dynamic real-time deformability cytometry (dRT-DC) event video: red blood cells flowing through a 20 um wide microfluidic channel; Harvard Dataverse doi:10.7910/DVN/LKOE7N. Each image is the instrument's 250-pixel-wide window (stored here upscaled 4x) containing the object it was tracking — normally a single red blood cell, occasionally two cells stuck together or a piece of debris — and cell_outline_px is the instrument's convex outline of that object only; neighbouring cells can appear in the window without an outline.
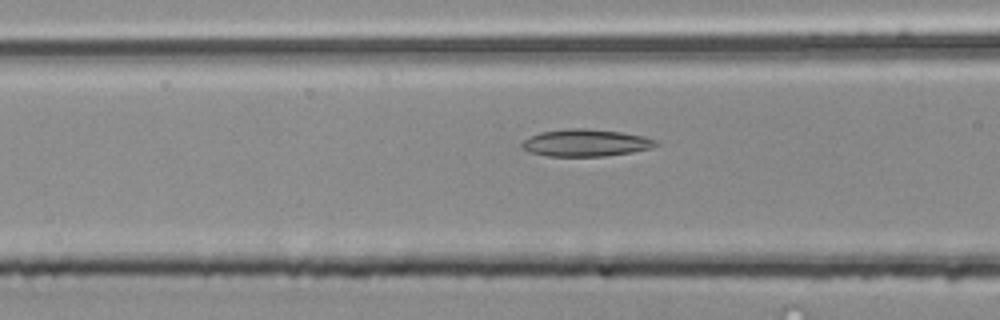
{"species": "common noctule bat (a hibernating species)", "species_latin": "Nyctalus noctula", "temperature_condition": "room temperature", "stored_images_in_passage": 5, "camera_frame_rate_fps": 3000, "um_per_image_px": 0.085, "animal": {"sex": "male", "body_mass_g": 20.4}, "frame": {"image": 1, "passage_image": 5, "time_ms": 1.333, "image_size_px": [1000, 320], "cell_outline_px": [[660, 144], [652, 148], [632, 152], [604, 156], [548, 156], [528, 152], [520, 148], [520, 144], [528, 136], [540, 132], [568, 128], [584, 128], [620, 132], [644, 136], [656, 140]], "centroid_in_image_um": [49.75, 12.14], "position_along_channel_um": 116.9, "area_um2": 21.39}}